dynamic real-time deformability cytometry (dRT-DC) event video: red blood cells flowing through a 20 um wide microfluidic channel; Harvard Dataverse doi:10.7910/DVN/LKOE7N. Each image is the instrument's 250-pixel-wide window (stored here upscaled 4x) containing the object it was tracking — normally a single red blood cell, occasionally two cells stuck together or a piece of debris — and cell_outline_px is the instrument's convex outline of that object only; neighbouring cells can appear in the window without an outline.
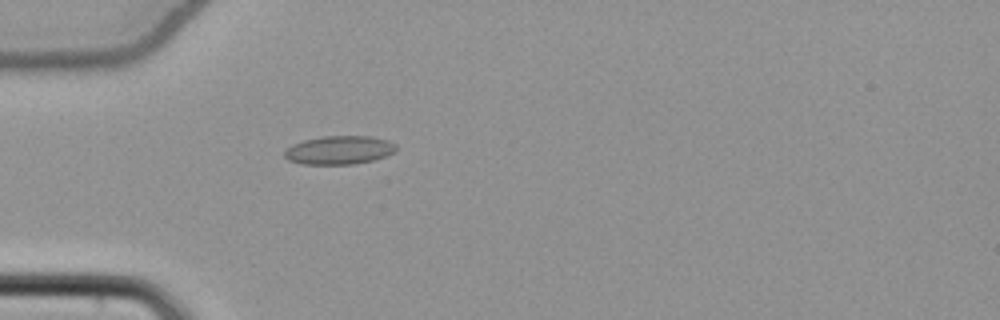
{"species": "common noctule bat (a hibernating species)", "species_latin": "Nyctalus noctula", "temperature_condition": "cold", "stored_images_in_passage": 51, "camera_frame_rate_fps": 3000, "um_per_image_px": 0.085, "animal": {"sex": "female", "body_mass_g": 22.7, "forearm_length_mm": 54.2}, "frame": {"image": 1, "passage_image": 14, "time_ms": 4.333, "image_size_px": [1000, 320], "cell_outline_px": [[396, 152], [372, 160], [352, 164], [300, 164], [288, 160], [284, 156], [284, 148], [292, 144], [304, 140], [320, 136], [372, 136], [388, 140], [396, 144]], "centroid_in_image_um": [28.8, 12.75], "position_along_channel_um": 56.2, "area_um2": 18.73}}
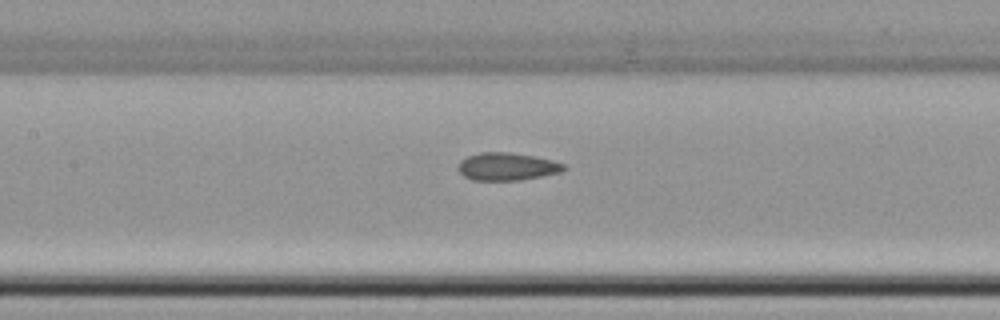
{"frame": {"image": 2, "passage_image": 23, "time_ms": 7.333, "image_size_px": [1000, 320], "cell_outline_px": [[568, 168], [560, 172], [520, 180], [472, 180], [464, 176], [456, 168], [460, 160], [468, 156], [480, 152], [508, 152], [532, 156], [552, 160], [564, 164]], "centroid_in_image_um": [43.06, 14.15], "position_along_channel_um": 164.3, "area_um2": 16.99}}
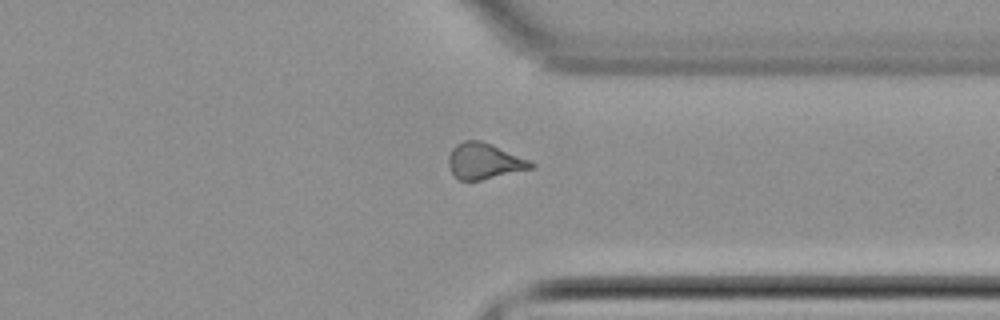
{"frame": {"image": 3, "passage_image": 39, "time_ms": 12.667, "image_size_px": [1000, 320], "cell_outline_px": [[536, 168], [480, 180], [456, 180], [452, 176], [448, 164], [448, 156], [452, 148], [456, 144], [464, 140], [480, 140], [492, 144], [532, 160], [536, 164]], "centroid_in_image_um": [41.18, 13.7], "position_along_channel_um": 370.2, "area_um2": 17.74}, "authors_computed_cell_mechanics": {"area_um2": 17.4556, "velocity_mm_per_s": 3.8728, "shape_relaxation_time_tau1_ms": null, "shape_relaxation_time_tau2_ms": 1.7694, "deformation_change_tau1": null, "deformation_change_tau2": 0.0934}}